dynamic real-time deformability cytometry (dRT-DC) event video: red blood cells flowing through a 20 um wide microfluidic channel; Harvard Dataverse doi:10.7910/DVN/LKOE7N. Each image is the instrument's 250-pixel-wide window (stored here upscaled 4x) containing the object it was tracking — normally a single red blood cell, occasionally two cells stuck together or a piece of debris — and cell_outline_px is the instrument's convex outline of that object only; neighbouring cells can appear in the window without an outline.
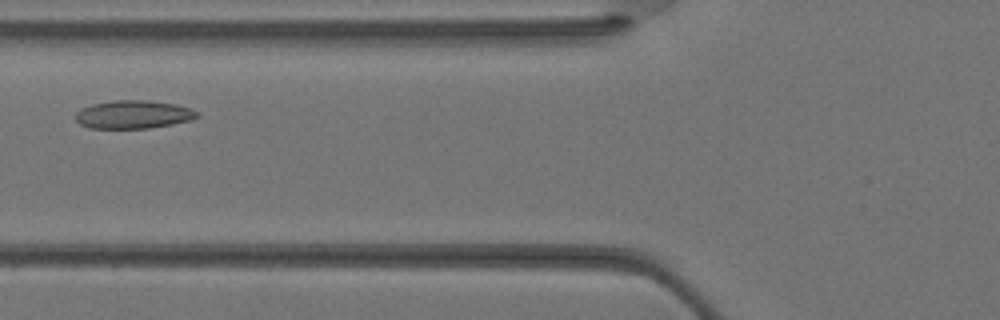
{"species": "Egyptian fruit bat (a non-hibernating species)", "species_latin": "Rousettus aegyptiacus", "temperature_condition": "warm", "stored_images_in_passage": 30, "segment_of_instrument_passage": [1, 2], "camera_frame_rate_fps": 3000, "um_per_image_px": 0.085, "animal": {"sex": "female"}, "frame": {"image": 1, "passage_image": 7, "time_ms": 2.0, "image_size_px": [1000, 320], "cell_outline_px": [[200, 116], [192, 120], [172, 124], [148, 128], [88, 128], [80, 124], [76, 120], [76, 112], [80, 108], [92, 104], [112, 100], [148, 100], [176, 104], [188, 108], [196, 112]], "centroid_in_image_um": [11.31, 9.73], "position_along_channel_um": 114.5, "area_um2": 20.0}}
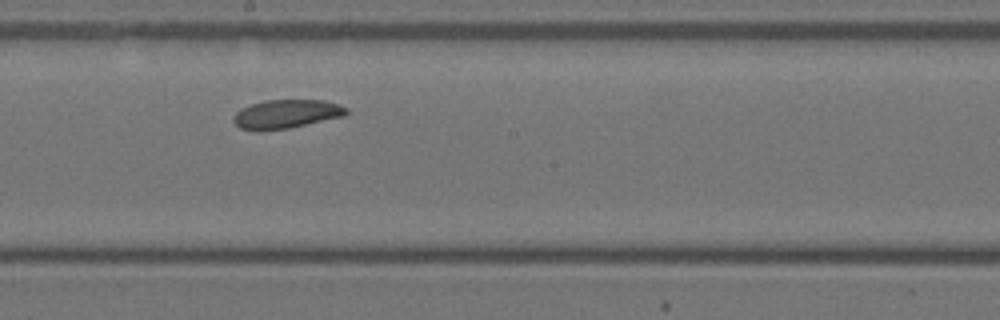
{"frame": {"image": 2, "passage_image": 13, "time_ms": 4.0, "image_size_px": [1000, 320], "cell_outline_px": [[348, 112], [344, 116], [288, 128], [260, 132], [256, 132], [240, 128], [232, 120], [236, 112], [252, 104], [264, 100], [324, 100], [348, 108]], "centroid_in_image_um": [24.31, 9.71], "position_along_channel_um": 223.9, "area_um2": 18.9}}
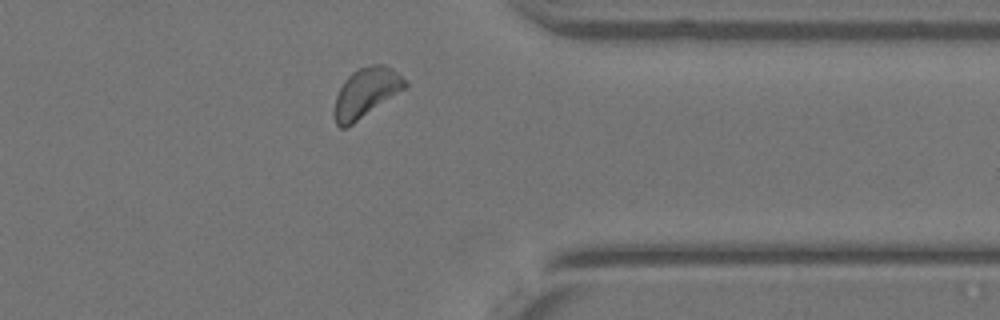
{"frame": {"image": 3, "passage_image": 22, "time_ms": 7.0, "image_size_px": [1000, 320], "cell_outline_px": [[408, 84], [404, 88], [352, 124], [344, 128], [340, 128], [336, 124], [332, 112], [336, 96], [344, 80], [352, 72], [360, 68], [372, 64], [380, 64], [392, 68]], "centroid_in_image_um": [31.04, 7.88], "position_along_channel_um": 380.4, "area_um2": 19.88}}